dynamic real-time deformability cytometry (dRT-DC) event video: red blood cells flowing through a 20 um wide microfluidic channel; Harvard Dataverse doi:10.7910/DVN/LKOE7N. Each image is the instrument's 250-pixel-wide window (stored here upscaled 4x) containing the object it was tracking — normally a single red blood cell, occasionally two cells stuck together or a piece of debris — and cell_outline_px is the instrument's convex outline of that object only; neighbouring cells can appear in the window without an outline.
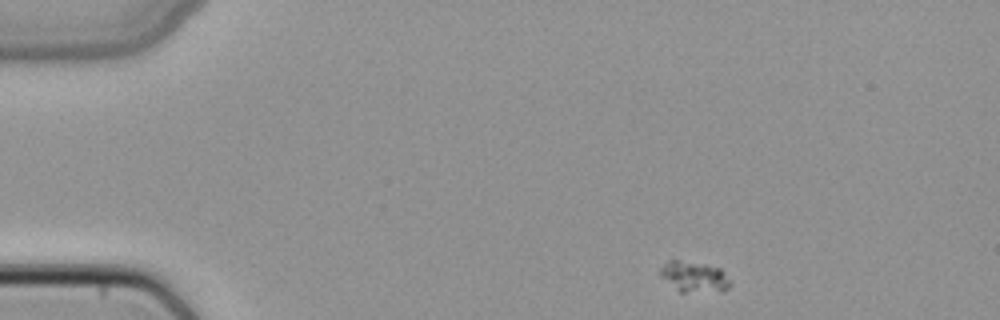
{"species": "common noctule bat (a hibernating species)", "species_latin": "Nyctalus noctula", "temperature_condition": "cold", "stored_images_in_passage": 44, "camera_frame_rate_fps": 3000, "um_per_image_px": 0.085, "animal": {"sex": "female", "body_mass_g": 22.7, "forearm_length_mm": 54.2}, "frame": {"image": 1, "passage_image": 1, "time_ms": 0.0, "image_size_px": [1000, 320], "cell_outline_px": [[732, 284], [728, 288], [684, 292], [680, 292], [660, 276], [660, 268], [668, 260], [676, 260], [704, 264], [720, 268], [732, 280]], "centroid_in_image_um": [58.99, 23.49], "position_along_channel_um": 26.0, "area_um2": 12.14}}
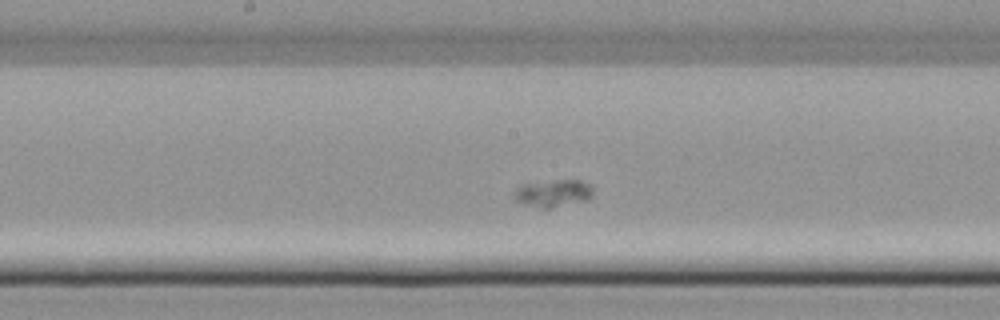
{"frame": {"image": 2, "passage_image": 20, "time_ms": 6.333, "image_size_px": [1000, 320], "cell_outline_px": [[592, 196], [588, 200], [552, 208], [544, 208], [520, 204], [516, 200], [516, 188], [524, 184], [556, 180], [580, 180], [592, 184]], "centroid_in_image_um": [47.07, 16.43], "position_along_channel_um": 201.1, "area_um2": 12.54}}
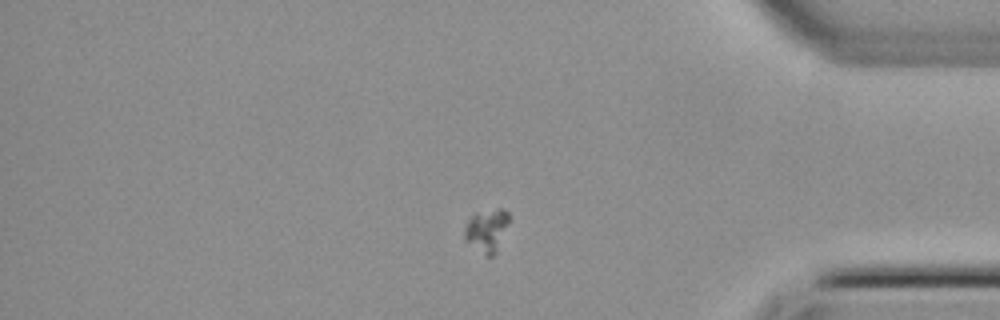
{"frame": {"image": 3, "passage_image": 36, "time_ms": 11.667, "image_size_px": [1000, 320], "cell_outline_px": [[512, 216], [496, 252], [492, 256], [484, 256], [464, 240], [464, 228], [468, 220], [476, 212], [500, 208], [504, 208]], "centroid_in_image_um": [41.39, 19.57], "position_along_channel_um": 393.8, "area_um2": 11.39}}